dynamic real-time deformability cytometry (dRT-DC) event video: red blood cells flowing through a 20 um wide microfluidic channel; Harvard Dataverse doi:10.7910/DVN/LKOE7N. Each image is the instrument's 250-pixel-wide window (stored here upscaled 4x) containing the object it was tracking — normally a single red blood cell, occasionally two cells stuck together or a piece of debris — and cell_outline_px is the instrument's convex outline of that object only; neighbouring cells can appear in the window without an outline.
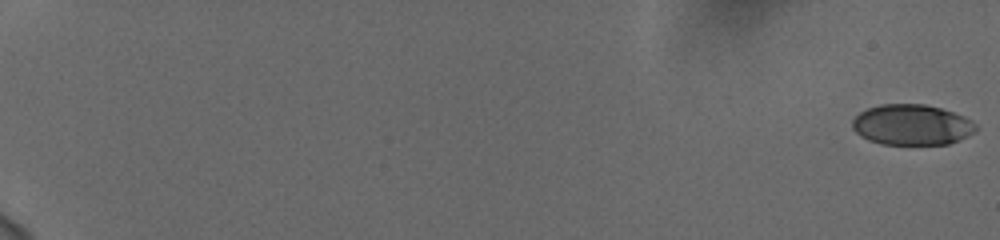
{"species": "human", "species_latin": "Homo sapiens", "temperature_condition": "cold", "stored_images_in_passage": 58, "camera_frame_rate_fps": 3000, "um_per_image_px": 0.085, "donor": {"sex": "female"}, "frame": {"image": 1, "passage_image": 1, "time_ms": 0.0, "image_size_px": [1000, 240], "cell_outline_px": [[980, 128], [976, 132], [960, 140], [948, 144], [880, 144], [868, 140], [860, 136], [852, 128], [852, 120], [860, 112], [868, 108], [880, 104], [924, 104], [940, 108], [964, 116], [972, 120]], "centroid_in_image_um": [77.53, 10.61], "position_along_channel_um": 7.5, "area_um2": 29.48}}
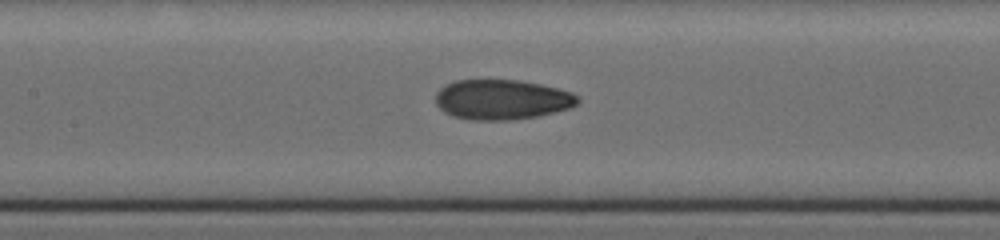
{"frame": {"image": 2, "passage_image": 32, "time_ms": 10.333, "image_size_px": [1000, 240], "cell_outline_px": [[580, 100], [572, 108], [536, 116], [508, 120], [472, 120], [452, 116], [444, 112], [436, 104], [436, 92], [440, 88], [456, 80], [520, 80], [540, 84], [572, 92], [580, 96]], "centroid_in_image_um": [42.68, 8.46], "position_along_channel_um": 164.7, "area_um2": 33.18}}
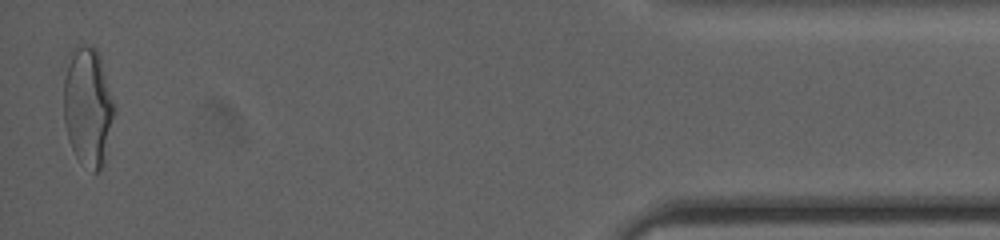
{"frame": {"image": 3, "passage_image": 58, "time_ms": 19.0, "image_size_px": [1000, 240], "cell_outline_px": [[116, 108], [104, 164], [96, 172], [92, 172], [80, 164], [68, 140], [64, 124], [64, 80], [68, 52], [76, 44], [92, 44], [96, 48], [100, 56], [116, 104]], "centroid_in_image_um": [7.47, 9.03], "position_along_channel_um": 427.7, "area_um2": 36.18}, "authors_computed_cell_mechanics": {"area_um2": 32.1368, "velocity_mm_per_s": 3.7708, "shape_relaxation_time_tau1_ms": 6.6925, "shape_relaxation_time_tau2_ms": 1.7399, "deformation_change_tau1": 0.1837, "deformation_change_tau2": 0.0744}}